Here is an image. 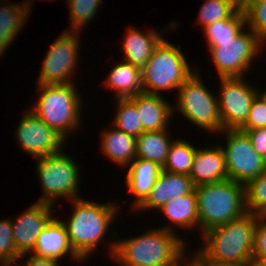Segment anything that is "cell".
<instances>
[{
	"label": "cell",
	"instance_id": "cell-1",
	"mask_svg": "<svg viewBox=\"0 0 266 266\" xmlns=\"http://www.w3.org/2000/svg\"><path fill=\"white\" fill-rule=\"evenodd\" d=\"M118 234L112 232L107 254L121 266H176L187 251L184 238L160 227L127 239L119 238Z\"/></svg>",
	"mask_w": 266,
	"mask_h": 266
},
{
	"label": "cell",
	"instance_id": "cell-2",
	"mask_svg": "<svg viewBox=\"0 0 266 266\" xmlns=\"http://www.w3.org/2000/svg\"><path fill=\"white\" fill-rule=\"evenodd\" d=\"M70 202L74 211L67 222L61 221L66 228L71 248L84 262L104 241V236L108 234L111 223L120 211V206L111 201L98 203L81 198Z\"/></svg>",
	"mask_w": 266,
	"mask_h": 266
},
{
	"label": "cell",
	"instance_id": "cell-3",
	"mask_svg": "<svg viewBox=\"0 0 266 266\" xmlns=\"http://www.w3.org/2000/svg\"><path fill=\"white\" fill-rule=\"evenodd\" d=\"M259 215L244 216L202 234L198 251L213 264H242L253 260L254 232Z\"/></svg>",
	"mask_w": 266,
	"mask_h": 266
},
{
	"label": "cell",
	"instance_id": "cell-4",
	"mask_svg": "<svg viewBox=\"0 0 266 266\" xmlns=\"http://www.w3.org/2000/svg\"><path fill=\"white\" fill-rule=\"evenodd\" d=\"M194 190L197 196L198 230L202 234L247 213L244 184L226 179L195 186Z\"/></svg>",
	"mask_w": 266,
	"mask_h": 266
},
{
	"label": "cell",
	"instance_id": "cell-5",
	"mask_svg": "<svg viewBox=\"0 0 266 266\" xmlns=\"http://www.w3.org/2000/svg\"><path fill=\"white\" fill-rule=\"evenodd\" d=\"M38 98L29 110L65 140L79 129L82 100L74 83L38 84Z\"/></svg>",
	"mask_w": 266,
	"mask_h": 266
},
{
	"label": "cell",
	"instance_id": "cell-6",
	"mask_svg": "<svg viewBox=\"0 0 266 266\" xmlns=\"http://www.w3.org/2000/svg\"><path fill=\"white\" fill-rule=\"evenodd\" d=\"M195 71L196 67L188 65L180 45L175 46L163 38L141 69L144 92L162 95L160 92L178 91Z\"/></svg>",
	"mask_w": 266,
	"mask_h": 266
},
{
	"label": "cell",
	"instance_id": "cell-7",
	"mask_svg": "<svg viewBox=\"0 0 266 266\" xmlns=\"http://www.w3.org/2000/svg\"><path fill=\"white\" fill-rule=\"evenodd\" d=\"M37 160L36 174L40 179L43 195L38 201L55 205L57 199H80V166L63 151ZM56 202V203H55Z\"/></svg>",
	"mask_w": 266,
	"mask_h": 266
},
{
	"label": "cell",
	"instance_id": "cell-8",
	"mask_svg": "<svg viewBox=\"0 0 266 266\" xmlns=\"http://www.w3.org/2000/svg\"><path fill=\"white\" fill-rule=\"evenodd\" d=\"M198 71L197 68L178 89L173 113L178 111L199 129L212 134L219 133L222 131V122L217 96L205 87Z\"/></svg>",
	"mask_w": 266,
	"mask_h": 266
},
{
	"label": "cell",
	"instance_id": "cell-9",
	"mask_svg": "<svg viewBox=\"0 0 266 266\" xmlns=\"http://www.w3.org/2000/svg\"><path fill=\"white\" fill-rule=\"evenodd\" d=\"M207 47L219 77H244L266 46L246 26L233 40L207 41Z\"/></svg>",
	"mask_w": 266,
	"mask_h": 266
},
{
	"label": "cell",
	"instance_id": "cell-10",
	"mask_svg": "<svg viewBox=\"0 0 266 266\" xmlns=\"http://www.w3.org/2000/svg\"><path fill=\"white\" fill-rule=\"evenodd\" d=\"M221 133H226V145H221V148L225 156L228 179L246 185L262 175L266 168V159L254 150L246 132L227 129Z\"/></svg>",
	"mask_w": 266,
	"mask_h": 266
},
{
	"label": "cell",
	"instance_id": "cell-11",
	"mask_svg": "<svg viewBox=\"0 0 266 266\" xmlns=\"http://www.w3.org/2000/svg\"><path fill=\"white\" fill-rule=\"evenodd\" d=\"M57 38L45 55L36 84L74 83L71 77L80 58V32L64 30Z\"/></svg>",
	"mask_w": 266,
	"mask_h": 266
},
{
	"label": "cell",
	"instance_id": "cell-12",
	"mask_svg": "<svg viewBox=\"0 0 266 266\" xmlns=\"http://www.w3.org/2000/svg\"><path fill=\"white\" fill-rule=\"evenodd\" d=\"M220 90L217 96L222 130L240 129L246 122L255 97L256 85H250L245 77H219Z\"/></svg>",
	"mask_w": 266,
	"mask_h": 266
},
{
	"label": "cell",
	"instance_id": "cell-13",
	"mask_svg": "<svg viewBox=\"0 0 266 266\" xmlns=\"http://www.w3.org/2000/svg\"><path fill=\"white\" fill-rule=\"evenodd\" d=\"M15 132L19 147L34 158L58 153L67 142L30 110L22 115Z\"/></svg>",
	"mask_w": 266,
	"mask_h": 266
},
{
	"label": "cell",
	"instance_id": "cell-14",
	"mask_svg": "<svg viewBox=\"0 0 266 266\" xmlns=\"http://www.w3.org/2000/svg\"><path fill=\"white\" fill-rule=\"evenodd\" d=\"M54 207V205L36 201L20 215L11 219L12 239L20 254L15 265H18L20 259L23 257L25 259L27 253L34 249L38 235L53 218Z\"/></svg>",
	"mask_w": 266,
	"mask_h": 266
},
{
	"label": "cell",
	"instance_id": "cell-15",
	"mask_svg": "<svg viewBox=\"0 0 266 266\" xmlns=\"http://www.w3.org/2000/svg\"><path fill=\"white\" fill-rule=\"evenodd\" d=\"M30 253L59 262L65 256H70L71 261L72 259L77 262L83 261L71 248L66 228L58 217H53L40 232Z\"/></svg>",
	"mask_w": 266,
	"mask_h": 266
},
{
	"label": "cell",
	"instance_id": "cell-16",
	"mask_svg": "<svg viewBox=\"0 0 266 266\" xmlns=\"http://www.w3.org/2000/svg\"><path fill=\"white\" fill-rule=\"evenodd\" d=\"M195 186L188 175L162 170L146 200L136 209L159 210L166 202L191 193Z\"/></svg>",
	"mask_w": 266,
	"mask_h": 266
},
{
	"label": "cell",
	"instance_id": "cell-17",
	"mask_svg": "<svg viewBox=\"0 0 266 266\" xmlns=\"http://www.w3.org/2000/svg\"><path fill=\"white\" fill-rule=\"evenodd\" d=\"M136 104L144 132L168 129L169 121L173 120V106L164 95L141 93L130 97Z\"/></svg>",
	"mask_w": 266,
	"mask_h": 266
},
{
	"label": "cell",
	"instance_id": "cell-18",
	"mask_svg": "<svg viewBox=\"0 0 266 266\" xmlns=\"http://www.w3.org/2000/svg\"><path fill=\"white\" fill-rule=\"evenodd\" d=\"M194 186L228 179L225 156L221 144L209 148H197L189 175Z\"/></svg>",
	"mask_w": 266,
	"mask_h": 266
},
{
	"label": "cell",
	"instance_id": "cell-19",
	"mask_svg": "<svg viewBox=\"0 0 266 266\" xmlns=\"http://www.w3.org/2000/svg\"><path fill=\"white\" fill-rule=\"evenodd\" d=\"M126 168V187L134 201L131 208L136 209L146 200L150 194L155 180L159 177L162 167L150 160L135 158Z\"/></svg>",
	"mask_w": 266,
	"mask_h": 266
},
{
	"label": "cell",
	"instance_id": "cell-20",
	"mask_svg": "<svg viewBox=\"0 0 266 266\" xmlns=\"http://www.w3.org/2000/svg\"><path fill=\"white\" fill-rule=\"evenodd\" d=\"M155 29L149 30V32H142L138 30L135 26L127 31V35L122 41V56L124 61L130 62L133 65L140 67L141 69L146 65L149 58L152 56L154 48L163 39L162 34Z\"/></svg>",
	"mask_w": 266,
	"mask_h": 266
},
{
	"label": "cell",
	"instance_id": "cell-21",
	"mask_svg": "<svg viewBox=\"0 0 266 266\" xmlns=\"http://www.w3.org/2000/svg\"><path fill=\"white\" fill-rule=\"evenodd\" d=\"M114 65L103 85L115 90V98H130L144 93L140 67L124 60Z\"/></svg>",
	"mask_w": 266,
	"mask_h": 266
},
{
	"label": "cell",
	"instance_id": "cell-22",
	"mask_svg": "<svg viewBox=\"0 0 266 266\" xmlns=\"http://www.w3.org/2000/svg\"><path fill=\"white\" fill-rule=\"evenodd\" d=\"M159 211H161L171 223H169L168 226L166 225L160 228L176 232L174 226L178 227L179 230H181L180 228L183 230L193 228L194 230V228L198 227L197 196L195 190L191 193L171 199L166 202Z\"/></svg>",
	"mask_w": 266,
	"mask_h": 266
},
{
	"label": "cell",
	"instance_id": "cell-23",
	"mask_svg": "<svg viewBox=\"0 0 266 266\" xmlns=\"http://www.w3.org/2000/svg\"><path fill=\"white\" fill-rule=\"evenodd\" d=\"M111 127L101 133V153L118 166L127 167L136 158V137Z\"/></svg>",
	"mask_w": 266,
	"mask_h": 266
},
{
	"label": "cell",
	"instance_id": "cell-24",
	"mask_svg": "<svg viewBox=\"0 0 266 266\" xmlns=\"http://www.w3.org/2000/svg\"><path fill=\"white\" fill-rule=\"evenodd\" d=\"M9 0H0V56L9 49L11 43L15 41L19 32L27 22L30 15V6L24 1L22 3H8ZM4 3V5L2 4ZM5 2H7L5 4ZM3 5V6H2Z\"/></svg>",
	"mask_w": 266,
	"mask_h": 266
},
{
	"label": "cell",
	"instance_id": "cell-25",
	"mask_svg": "<svg viewBox=\"0 0 266 266\" xmlns=\"http://www.w3.org/2000/svg\"><path fill=\"white\" fill-rule=\"evenodd\" d=\"M168 129L143 132L136 138V158L150 160L164 166L170 146L173 143Z\"/></svg>",
	"mask_w": 266,
	"mask_h": 266
},
{
	"label": "cell",
	"instance_id": "cell-26",
	"mask_svg": "<svg viewBox=\"0 0 266 266\" xmlns=\"http://www.w3.org/2000/svg\"><path fill=\"white\" fill-rule=\"evenodd\" d=\"M196 149L195 145L187 140L173 139L162 170L189 176Z\"/></svg>",
	"mask_w": 266,
	"mask_h": 266
},
{
	"label": "cell",
	"instance_id": "cell-27",
	"mask_svg": "<svg viewBox=\"0 0 266 266\" xmlns=\"http://www.w3.org/2000/svg\"><path fill=\"white\" fill-rule=\"evenodd\" d=\"M114 101L117 112L112 126L137 138L144 131L136 104L130 98H114Z\"/></svg>",
	"mask_w": 266,
	"mask_h": 266
},
{
	"label": "cell",
	"instance_id": "cell-28",
	"mask_svg": "<svg viewBox=\"0 0 266 266\" xmlns=\"http://www.w3.org/2000/svg\"><path fill=\"white\" fill-rule=\"evenodd\" d=\"M244 28H246L245 13L236 11L230 18L218 20L203 28V34L207 41L233 40Z\"/></svg>",
	"mask_w": 266,
	"mask_h": 266
},
{
	"label": "cell",
	"instance_id": "cell-29",
	"mask_svg": "<svg viewBox=\"0 0 266 266\" xmlns=\"http://www.w3.org/2000/svg\"><path fill=\"white\" fill-rule=\"evenodd\" d=\"M70 11L71 27L66 31H82V27L94 19L103 0H66Z\"/></svg>",
	"mask_w": 266,
	"mask_h": 266
},
{
	"label": "cell",
	"instance_id": "cell-30",
	"mask_svg": "<svg viewBox=\"0 0 266 266\" xmlns=\"http://www.w3.org/2000/svg\"><path fill=\"white\" fill-rule=\"evenodd\" d=\"M247 212L266 215V168L262 175L245 185Z\"/></svg>",
	"mask_w": 266,
	"mask_h": 266
},
{
	"label": "cell",
	"instance_id": "cell-31",
	"mask_svg": "<svg viewBox=\"0 0 266 266\" xmlns=\"http://www.w3.org/2000/svg\"><path fill=\"white\" fill-rule=\"evenodd\" d=\"M237 10L226 0H205L198 13L197 24L206 26L230 18Z\"/></svg>",
	"mask_w": 266,
	"mask_h": 266
},
{
	"label": "cell",
	"instance_id": "cell-32",
	"mask_svg": "<svg viewBox=\"0 0 266 266\" xmlns=\"http://www.w3.org/2000/svg\"><path fill=\"white\" fill-rule=\"evenodd\" d=\"M244 13L246 26L266 46V0H252Z\"/></svg>",
	"mask_w": 266,
	"mask_h": 266
},
{
	"label": "cell",
	"instance_id": "cell-33",
	"mask_svg": "<svg viewBox=\"0 0 266 266\" xmlns=\"http://www.w3.org/2000/svg\"><path fill=\"white\" fill-rule=\"evenodd\" d=\"M12 235L11 219L0 220V266H14L20 256Z\"/></svg>",
	"mask_w": 266,
	"mask_h": 266
},
{
	"label": "cell",
	"instance_id": "cell-34",
	"mask_svg": "<svg viewBox=\"0 0 266 266\" xmlns=\"http://www.w3.org/2000/svg\"><path fill=\"white\" fill-rule=\"evenodd\" d=\"M266 127V103L257 95L252 102L245 124L240 130H251Z\"/></svg>",
	"mask_w": 266,
	"mask_h": 266
},
{
	"label": "cell",
	"instance_id": "cell-35",
	"mask_svg": "<svg viewBox=\"0 0 266 266\" xmlns=\"http://www.w3.org/2000/svg\"><path fill=\"white\" fill-rule=\"evenodd\" d=\"M253 260H266V215H259L254 232Z\"/></svg>",
	"mask_w": 266,
	"mask_h": 266
},
{
	"label": "cell",
	"instance_id": "cell-36",
	"mask_svg": "<svg viewBox=\"0 0 266 266\" xmlns=\"http://www.w3.org/2000/svg\"><path fill=\"white\" fill-rule=\"evenodd\" d=\"M242 131L250 138L254 150L266 159V127Z\"/></svg>",
	"mask_w": 266,
	"mask_h": 266
},
{
	"label": "cell",
	"instance_id": "cell-37",
	"mask_svg": "<svg viewBox=\"0 0 266 266\" xmlns=\"http://www.w3.org/2000/svg\"><path fill=\"white\" fill-rule=\"evenodd\" d=\"M192 255L189 256V254H186V251H185L180 256V259L177 265L178 266H214V264L211 263L208 259H206L198 250H196L195 252L193 251Z\"/></svg>",
	"mask_w": 266,
	"mask_h": 266
},
{
	"label": "cell",
	"instance_id": "cell-38",
	"mask_svg": "<svg viewBox=\"0 0 266 266\" xmlns=\"http://www.w3.org/2000/svg\"><path fill=\"white\" fill-rule=\"evenodd\" d=\"M29 254H31V256H29V258L26 259L27 261H25L24 265L22 264V266H60L59 261L57 260L39 257L32 253Z\"/></svg>",
	"mask_w": 266,
	"mask_h": 266
},
{
	"label": "cell",
	"instance_id": "cell-39",
	"mask_svg": "<svg viewBox=\"0 0 266 266\" xmlns=\"http://www.w3.org/2000/svg\"><path fill=\"white\" fill-rule=\"evenodd\" d=\"M229 2L237 11L244 12L250 5L252 0H226Z\"/></svg>",
	"mask_w": 266,
	"mask_h": 266
},
{
	"label": "cell",
	"instance_id": "cell-40",
	"mask_svg": "<svg viewBox=\"0 0 266 266\" xmlns=\"http://www.w3.org/2000/svg\"><path fill=\"white\" fill-rule=\"evenodd\" d=\"M250 266H266V260H252Z\"/></svg>",
	"mask_w": 266,
	"mask_h": 266
},
{
	"label": "cell",
	"instance_id": "cell-41",
	"mask_svg": "<svg viewBox=\"0 0 266 266\" xmlns=\"http://www.w3.org/2000/svg\"><path fill=\"white\" fill-rule=\"evenodd\" d=\"M214 266H250V263H242V264H214Z\"/></svg>",
	"mask_w": 266,
	"mask_h": 266
},
{
	"label": "cell",
	"instance_id": "cell-42",
	"mask_svg": "<svg viewBox=\"0 0 266 266\" xmlns=\"http://www.w3.org/2000/svg\"><path fill=\"white\" fill-rule=\"evenodd\" d=\"M264 91V92H263ZM262 92L258 91V95L263 99V101L266 103V90H263Z\"/></svg>",
	"mask_w": 266,
	"mask_h": 266
},
{
	"label": "cell",
	"instance_id": "cell-43",
	"mask_svg": "<svg viewBox=\"0 0 266 266\" xmlns=\"http://www.w3.org/2000/svg\"><path fill=\"white\" fill-rule=\"evenodd\" d=\"M24 2H25L26 4H28L30 7H32L31 4H33V3H32L33 0H25Z\"/></svg>",
	"mask_w": 266,
	"mask_h": 266
}]
</instances>
